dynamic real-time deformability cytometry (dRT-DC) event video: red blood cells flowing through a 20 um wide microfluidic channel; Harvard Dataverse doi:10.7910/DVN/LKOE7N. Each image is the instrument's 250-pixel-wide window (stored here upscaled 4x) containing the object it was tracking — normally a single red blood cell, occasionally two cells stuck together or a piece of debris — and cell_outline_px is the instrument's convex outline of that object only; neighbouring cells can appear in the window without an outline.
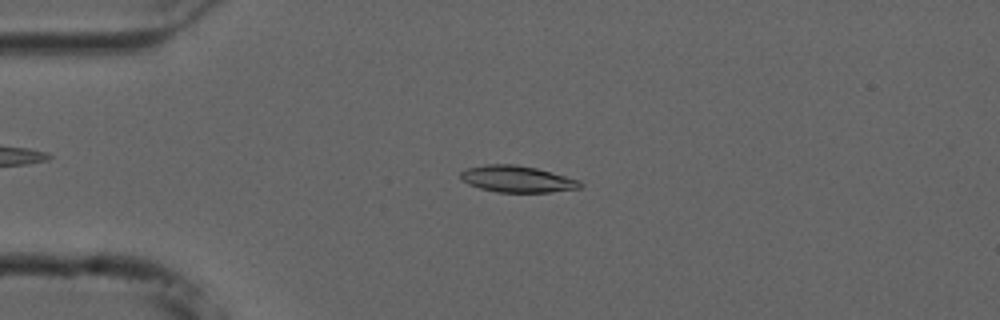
{"species": "common noctule bat (a hibernating species)", "species_latin": "Nyctalus noctula", "temperature_condition": "cold", "stored_images_in_passage": 37, "camera_frame_rate_fps": 3000, "um_per_image_px": 0.085, "animal": {"sex": "male", "forearm_length_mm": 52.5}, "frame": {"image": 1, "passage_image": 12, "time_ms": 3.667, "image_size_px": [1000, 320], "cell_outline_px": [[584, 184], [580, 188], [548, 192], [496, 192], [480, 188], [468, 184], [460, 180], [460, 172], [468, 168], [484, 164], [516, 164], [536, 168], [580, 180]], "centroid_in_image_um": [43.93, 15.21], "position_along_channel_um": 41.1, "area_um2": 18.55}}
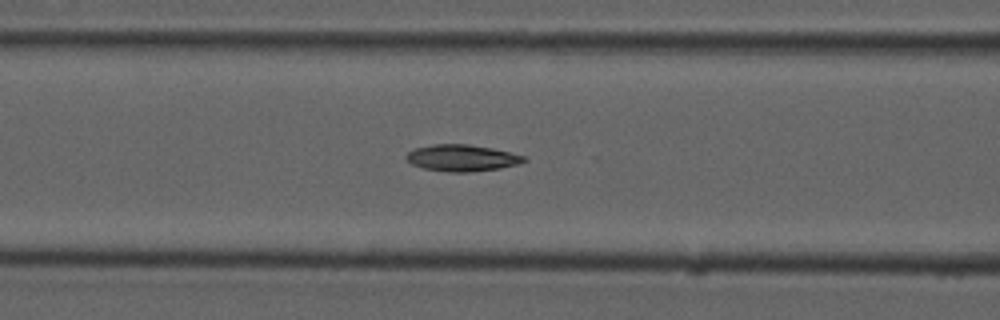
{"frame": {"image": 2, "passage_image": 21, "time_ms": 6.667, "image_size_px": [1000, 320], "cell_outline_px": [[528, 160], [516, 164], [500, 168], [472, 172], [448, 172], [424, 168], [412, 164], [404, 156], [408, 152], [416, 148], [432, 144], [468, 144], [492, 148], [524, 156]], "centroid_in_image_um": [39.25, 13.42], "position_along_channel_um": 127.4, "area_um2": 18.09}}
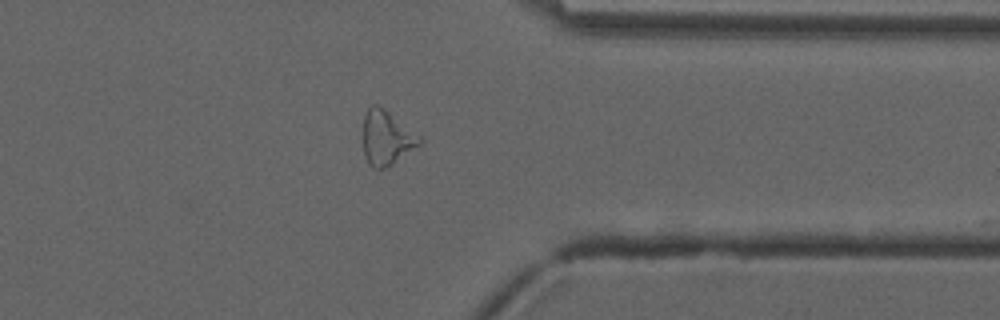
{"frame": {"image": 3, "passage_image": 36, "time_ms": 11.667, "image_size_px": [1000, 320], "cell_outline_px": [[424, 140], [420, 144], [392, 164], [380, 168], [372, 168], [368, 164], [364, 156], [364, 116], [368, 108], [372, 104], [376, 104], [384, 108], [420, 136]], "centroid_in_image_um": [32.85, 11.71], "position_along_channel_um": 378.6, "area_um2": 17.63}}